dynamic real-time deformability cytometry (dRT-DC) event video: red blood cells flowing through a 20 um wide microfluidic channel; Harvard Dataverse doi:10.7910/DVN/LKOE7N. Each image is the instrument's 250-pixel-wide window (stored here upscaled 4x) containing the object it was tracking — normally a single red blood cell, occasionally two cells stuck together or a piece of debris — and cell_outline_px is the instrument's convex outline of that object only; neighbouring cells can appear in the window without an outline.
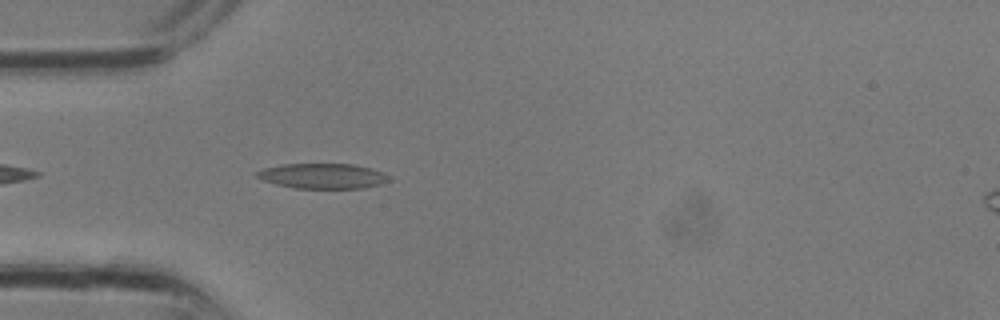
{"species": "common noctule bat (a hibernating species)", "species_latin": "Nyctalus noctula", "temperature_condition": "room temperature", "stored_images_in_passage": 9, "camera_frame_rate_fps": 3000, "um_per_image_px": 0.085, "animal": {"sex": "male", "body_mass_g": 13.3}, "frame": {"image": 1, "passage_image": 7, "time_ms": 2.0, "image_size_px": [1000, 320], "cell_outline_px": [[392, 180], [380, 184], [364, 188], [296, 188], [276, 184], [264, 180], [256, 176], [256, 172], [264, 168], [280, 164], [352, 164], [372, 168], [384, 172]], "centroid_in_image_um": [27.47, 14.95], "position_along_channel_um": 57.5, "area_um2": 19.36}}
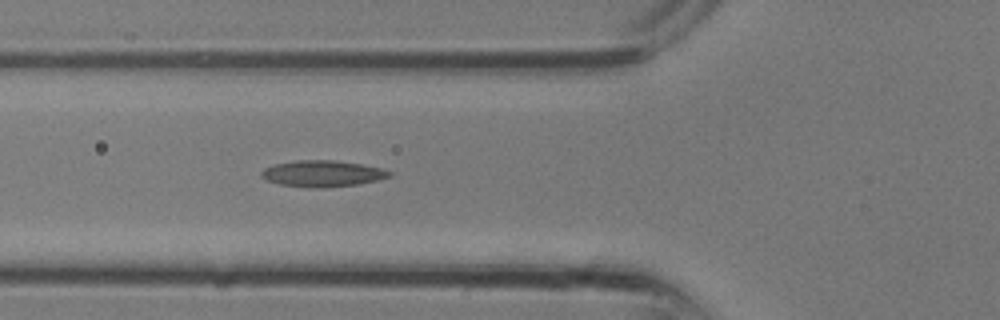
{"frame": {"image": 2, "passage_image": 9, "time_ms": 2.667, "image_size_px": [1000, 320], "cell_outline_px": [[392, 176], [376, 180], [356, 184], [320, 188], [308, 188], [280, 184], [268, 180], [260, 176], [260, 172], [264, 168], [272, 164], [296, 160], [336, 160], [360, 164], [380, 168], [392, 172]], "centroid_in_image_um": [27.36, 14.75], "position_along_channel_um": 98.4, "area_um2": 19.59}}